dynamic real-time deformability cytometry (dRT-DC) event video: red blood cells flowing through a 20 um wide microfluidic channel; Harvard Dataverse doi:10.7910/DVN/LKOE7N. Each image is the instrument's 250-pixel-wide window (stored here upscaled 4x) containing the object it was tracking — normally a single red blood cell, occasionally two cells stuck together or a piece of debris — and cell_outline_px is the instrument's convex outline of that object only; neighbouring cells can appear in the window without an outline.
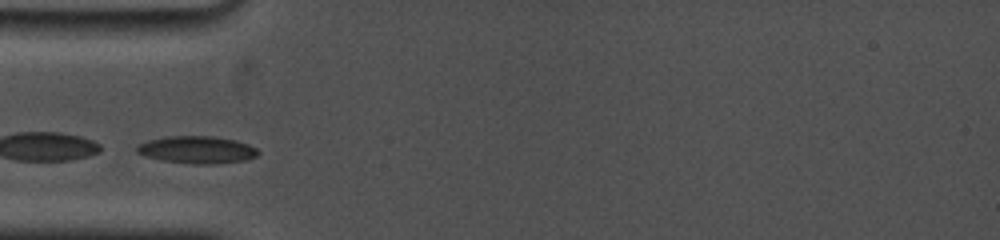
{"species": "common noctule bat (a hibernating species)", "species_latin": "Nyctalus noctula", "temperature_condition": "cold", "stored_images_in_passage": 5, "camera_frame_rate_fps": 5000, "um_per_image_px": 0.085, "animal": {"sex": "female", "body_mass_g": 19.0, "forearm_length_mm": 53.3}, "frame": {"image": 1, "passage_image": 1, "time_ms": 0.0, "image_size_px": [1000, 240], "cell_outline_px": [[260, 152], [256, 156], [248, 160], [216, 164], [196, 164], [164, 160], [148, 156], [136, 152], [136, 144], [148, 140], [168, 136], [216, 136], [236, 140], [248, 144], [256, 148]], "centroid_in_image_um": [16.78, 12.72], "position_along_channel_um": 68.2, "area_um2": 19.36}}
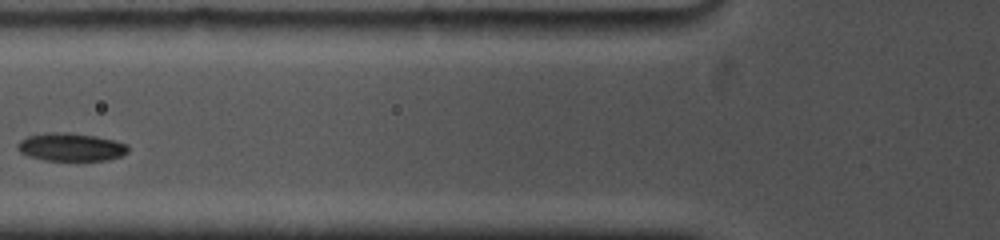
{"frame": {"image": 2, "passage_image": 4, "time_ms": 1.4, "image_size_px": [1000, 240], "cell_outline_px": [[128, 152], [120, 156], [108, 160], [44, 160], [28, 156], [20, 152], [16, 148], [16, 144], [20, 140], [28, 136], [44, 132], [68, 132], [96, 136], [116, 140], [128, 144]], "centroid_in_image_um": [6.01, 12.49], "position_along_channel_um": 119.8, "area_um2": 18.26}}